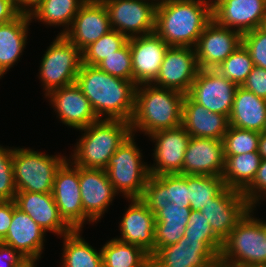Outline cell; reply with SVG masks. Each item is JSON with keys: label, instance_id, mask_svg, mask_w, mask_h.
Returning <instances> with one entry per match:
<instances>
[{"label": "cell", "instance_id": "obj_47", "mask_svg": "<svg viewBox=\"0 0 266 267\" xmlns=\"http://www.w3.org/2000/svg\"><path fill=\"white\" fill-rule=\"evenodd\" d=\"M21 12L13 0H0V24L13 20Z\"/></svg>", "mask_w": 266, "mask_h": 267}, {"label": "cell", "instance_id": "obj_9", "mask_svg": "<svg viewBox=\"0 0 266 267\" xmlns=\"http://www.w3.org/2000/svg\"><path fill=\"white\" fill-rule=\"evenodd\" d=\"M220 239H189L159 248L151 256V267H219Z\"/></svg>", "mask_w": 266, "mask_h": 267}, {"label": "cell", "instance_id": "obj_34", "mask_svg": "<svg viewBox=\"0 0 266 267\" xmlns=\"http://www.w3.org/2000/svg\"><path fill=\"white\" fill-rule=\"evenodd\" d=\"M103 267H151V257L141 247L116 237L101 246Z\"/></svg>", "mask_w": 266, "mask_h": 267}, {"label": "cell", "instance_id": "obj_45", "mask_svg": "<svg viewBox=\"0 0 266 267\" xmlns=\"http://www.w3.org/2000/svg\"><path fill=\"white\" fill-rule=\"evenodd\" d=\"M26 259L12 246L0 242V267H17Z\"/></svg>", "mask_w": 266, "mask_h": 267}, {"label": "cell", "instance_id": "obj_12", "mask_svg": "<svg viewBox=\"0 0 266 267\" xmlns=\"http://www.w3.org/2000/svg\"><path fill=\"white\" fill-rule=\"evenodd\" d=\"M237 87L216 69H199L187 95L209 111L229 118Z\"/></svg>", "mask_w": 266, "mask_h": 267}, {"label": "cell", "instance_id": "obj_22", "mask_svg": "<svg viewBox=\"0 0 266 267\" xmlns=\"http://www.w3.org/2000/svg\"><path fill=\"white\" fill-rule=\"evenodd\" d=\"M109 13L102 0H86L64 36L83 51L111 31Z\"/></svg>", "mask_w": 266, "mask_h": 267}, {"label": "cell", "instance_id": "obj_17", "mask_svg": "<svg viewBox=\"0 0 266 267\" xmlns=\"http://www.w3.org/2000/svg\"><path fill=\"white\" fill-rule=\"evenodd\" d=\"M199 71L193 47H169L153 85L187 94Z\"/></svg>", "mask_w": 266, "mask_h": 267}, {"label": "cell", "instance_id": "obj_2", "mask_svg": "<svg viewBox=\"0 0 266 267\" xmlns=\"http://www.w3.org/2000/svg\"><path fill=\"white\" fill-rule=\"evenodd\" d=\"M212 20L205 0H163L156 6L155 32L170 47H195Z\"/></svg>", "mask_w": 266, "mask_h": 267}, {"label": "cell", "instance_id": "obj_38", "mask_svg": "<svg viewBox=\"0 0 266 267\" xmlns=\"http://www.w3.org/2000/svg\"><path fill=\"white\" fill-rule=\"evenodd\" d=\"M260 136V132L239 129L229 125L222 139L224 156L257 152L259 150Z\"/></svg>", "mask_w": 266, "mask_h": 267}, {"label": "cell", "instance_id": "obj_54", "mask_svg": "<svg viewBox=\"0 0 266 267\" xmlns=\"http://www.w3.org/2000/svg\"><path fill=\"white\" fill-rule=\"evenodd\" d=\"M261 28L264 29V30L266 31V14H265V16H264V19H263Z\"/></svg>", "mask_w": 266, "mask_h": 267}, {"label": "cell", "instance_id": "obj_35", "mask_svg": "<svg viewBox=\"0 0 266 267\" xmlns=\"http://www.w3.org/2000/svg\"><path fill=\"white\" fill-rule=\"evenodd\" d=\"M226 188L222 177L187 175L189 203L192 210L200 211Z\"/></svg>", "mask_w": 266, "mask_h": 267}, {"label": "cell", "instance_id": "obj_23", "mask_svg": "<svg viewBox=\"0 0 266 267\" xmlns=\"http://www.w3.org/2000/svg\"><path fill=\"white\" fill-rule=\"evenodd\" d=\"M266 14V0H220L212 7V19L237 32L261 27Z\"/></svg>", "mask_w": 266, "mask_h": 267}, {"label": "cell", "instance_id": "obj_42", "mask_svg": "<svg viewBox=\"0 0 266 267\" xmlns=\"http://www.w3.org/2000/svg\"><path fill=\"white\" fill-rule=\"evenodd\" d=\"M251 208L266 202V159H261L254 180L242 191Z\"/></svg>", "mask_w": 266, "mask_h": 267}, {"label": "cell", "instance_id": "obj_3", "mask_svg": "<svg viewBox=\"0 0 266 267\" xmlns=\"http://www.w3.org/2000/svg\"><path fill=\"white\" fill-rule=\"evenodd\" d=\"M185 94L153 84L136 87L134 114L130 121L131 134L149 136L152 133L182 125ZM138 133V134H137Z\"/></svg>", "mask_w": 266, "mask_h": 267}, {"label": "cell", "instance_id": "obj_8", "mask_svg": "<svg viewBox=\"0 0 266 267\" xmlns=\"http://www.w3.org/2000/svg\"><path fill=\"white\" fill-rule=\"evenodd\" d=\"M39 62L37 76L46 96L54 89L76 83L83 55L64 35H56Z\"/></svg>", "mask_w": 266, "mask_h": 267}, {"label": "cell", "instance_id": "obj_16", "mask_svg": "<svg viewBox=\"0 0 266 267\" xmlns=\"http://www.w3.org/2000/svg\"><path fill=\"white\" fill-rule=\"evenodd\" d=\"M155 215L159 210H173L190 207L187 189V175H150L140 198Z\"/></svg>", "mask_w": 266, "mask_h": 267}, {"label": "cell", "instance_id": "obj_7", "mask_svg": "<svg viewBox=\"0 0 266 267\" xmlns=\"http://www.w3.org/2000/svg\"><path fill=\"white\" fill-rule=\"evenodd\" d=\"M66 154L48 155L30 147H14L13 173L17 192L52 193L57 170Z\"/></svg>", "mask_w": 266, "mask_h": 267}, {"label": "cell", "instance_id": "obj_18", "mask_svg": "<svg viewBox=\"0 0 266 267\" xmlns=\"http://www.w3.org/2000/svg\"><path fill=\"white\" fill-rule=\"evenodd\" d=\"M126 202L128 207L118 222L120 234L116 238L141 247L151 257L155 253V216L140 198L127 199Z\"/></svg>", "mask_w": 266, "mask_h": 267}, {"label": "cell", "instance_id": "obj_36", "mask_svg": "<svg viewBox=\"0 0 266 267\" xmlns=\"http://www.w3.org/2000/svg\"><path fill=\"white\" fill-rule=\"evenodd\" d=\"M253 67L250 53L242 44L216 70L237 86H242Z\"/></svg>", "mask_w": 266, "mask_h": 267}, {"label": "cell", "instance_id": "obj_29", "mask_svg": "<svg viewBox=\"0 0 266 267\" xmlns=\"http://www.w3.org/2000/svg\"><path fill=\"white\" fill-rule=\"evenodd\" d=\"M266 123V100L238 86L234 95L229 125L257 132H264Z\"/></svg>", "mask_w": 266, "mask_h": 267}, {"label": "cell", "instance_id": "obj_19", "mask_svg": "<svg viewBox=\"0 0 266 267\" xmlns=\"http://www.w3.org/2000/svg\"><path fill=\"white\" fill-rule=\"evenodd\" d=\"M79 186L84 213L96 224L108 213L118 193L104 169L79 167Z\"/></svg>", "mask_w": 266, "mask_h": 267}, {"label": "cell", "instance_id": "obj_21", "mask_svg": "<svg viewBox=\"0 0 266 267\" xmlns=\"http://www.w3.org/2000/svg\"><path fill=\"white\" fill-rule=\"evenodd\" d=\"M250 208L242 191L226 187L200 211L223 242Z\"/></svg>", "mask_w": 266, "mask_h": 267}, {"label": "cell", "instance_id": "obj_49", "mask_svg": "<svg viewBox=\"0 0 266 267\" xmlns=\"http://www.w3.org/2000/svg\"><path fill=\"white\" fill-rule=\"evenodd\" d=\"M258 151L261 156V159H266V132L261 133Z\"/></svg>", "mask_w": 266, "mask_h": 267}, {"label": "cell", "instance_id": "obj_32", "mask_svg": "<svg viewBox=\"0 0 266 267\" xmlns=\"http://www.w3.org/2000/svg\"><path fill=\"white\" fill-rule=\"evenodd\" d=\"M192 209L181 207L173 210H159L155 216V252L162 247L176 244L186 231Z\"/></svg>", "mask_w": 266, "mask_h": 267}, {"label": "cell", "instance_id": "obj_37", "mask_svg": "<svg viewBox=\"0 0 266 267\" xmlns=\"http://www.w3.org/2000/svg\"><path fill=\"white\" fill-rule=\"evenodd\" d=\"M127 41L128 38L120 32L109 31L82 51L83 64L96 66L105 57L119 50Z\"/></svg>", "mask_w": 266, "mask_h": 267}, {"label": "cell", "instance_id": "obj_40", "mask_svg": "<svg viewBox=\"0 0 266 267\" xmlns=\"http://www.w3.org/2000/svg\"><path fill=\"white\" fill-rule=\"evenodd\" d=\"M14 146L0 144V201L14 200L17 193L13 173Z\"/></svg>", "mask_w": 266, "mask_h": 267}, {"label": "cell", "instance_id": "obj_10", "mask_svg": "<svg viewBox=\"0 0 266 267\" xmlns=\"http://www.w3.org/2000/svg\"><path fill=\"white\" fill-rule=\"evenodd\" d=\"M60 216L73 229L95 224L83 211L79 167L67 159L57 170L52 191Z\"/></svg>", "mask_w": 266, "mask_h": 267}, {"label": "cell", "instance_id": "obj_48", "mask_svg": "<svg viewBox=\"0 0 266 267\" xmlns=\"http://www.w3.org/2000/svg\"><path fill=\"white\" fill-rule=\"evenodd\" d=\"M22 12H30L40 0H13Z\"/></svg>", "mask_w": 266, "mask_h": 267}, {"label": "cell", "instance_id": "obj_39", "mask_svg": "<svg viewBox=\"0 0 266 267\" xmlns=\"http://www.w3.org/2000/svg\"><path fill=\"white\" fill-rule=\"evenodd\" d=\"M96 66L112 76L133 81L132 55L129 39L119 50L105 57Z\"/></svg>", "mask_w": 266, "mask_h": 267}, {"label": "cell", "instance_id": "obj_20", "mask_svg": "<svg viewBox=\"0 0 266 267\" xmlns=\"http://www.w3.org/2000/svg\"><path fill=\"white\" fill-rule=\"evenodd\" d=\"M132 55L133 82L152 84L160 71L165 53L170 47L156 33L129 38Z\"/></svg>", "mask_w": 266, "mask_h": 267}, {"label": "cell", "instance_id": "obj_11", "mask_svg": "<svg viewBox=\"0 0 266 267\" xmlns=\"http://www.w3.org/2000/svg\"><path fill=\"white\" fill-rule=\"evenodd\" d=\"M110 26L128 39L155 32L156 5L146 0H102Z\"/></svg>", "mask_w": 266, "mask_h": 267}, {"label": "cell", "instance_id": "obj_4", "mask_svg": "<svg viewBox=\"0 0 266 267\" xmlns=\"http://www.w3.org/2000/svg\"><path fill=\"white\" fill-rule=\"evenodd\" d=\"M78 131L81 134L68 159L75 166L93 169H105L109 158L131 134L129 122L107 119H99Z\"/></svg>", "mask_w": 266, "mask_h": 267}, {"label": "cell", "instance_id": "obj_31", "mask_svg": "<svg viewBox=\"0 0 266 267\" xmlns=\"http://www.w3.org/2000/svg\"><path fill=\"white\" fill-rule=\"evenodd\" d=\"M82 233V229H75L60 237L63 240L60 267H103L101 248L90 245Z\"/></svg>", "mask_w": 266, "mask_h": 267}, {"label": "cell", "instance_id": "obj_1", "mask_svg": "<svg viewBox=\"0 0 266 267\" xmlns=\"http://www.w3.org/2000/svg\"><path fill=\"white\" fill-rule=\"evenodd\" d=\"M76 84L89 99L98 119L124 120L130 123L137 87L133 81L112 76L97 66L82 64Z\"/></svg>", "mask_w": 266, "mask_h": 267}, {"label": "cell", "instance_id": "obj_52", "mask_svg": "<svg viewBox=\"0 0 266 267\" xmlns=\"http://www.w3.org/2000/svg\"><path fill=\"white\" fill-rule=\"evenodd\" d=\"M211 7H213L216 3H218L220 0H205Z\"/></svg>", "mask_w": 266, "mask_h": 267}, {"label": "cell", "instance_id": "obj_15", "mask_svg": "<svg viewBox=\"0 0 266 267\" xmlns=\"http://www.w3.org/2000/svg\"><path fill=\"white\" fill-rule=\"evenodd\" d=\"M240 45L241 33L223 27L212 19L194 47L199 69H216Z\"/></svg>", "mask_w": 266, "mask_h": 267}, {"label": "cell", "instance_id": "obj_41", "mask_svg": "<svg viewBox=\"0 0 266 267\" xmlns=\"http://www.w3.org/2000/svg\"><path fill=\"white\" fill-rule=\"evenodd\" d=\"M242 44L249 51L254 66L266 69V31L258 27L244 33Z\"/></svg>", "mask_w": 266, "mask_h": 267}, {"label": "cell", "instance_id": "obj_24", "mask_svg": "<svg viewBox=\"0 0 266 267\" xmlns=\"http://www.w3.org/2000/svg\"><path fill=\"white\" fill-rule=\"evenodd\" d=\"M224 160L222 140L191 137L184 156L182 174L222 177Z\"/></svg>", "mask_w": 266, "mask_h": 267}, {"label": "cell", "instance_id": "obj_46", "mask_svg": "<svg viewBox=\"0 0 266 267\" xmlns=\"http://www.w3.org/2000/svg\"><path fill=\"white\" fill-rule=\"evenodd\" d=\"M13 218V200L0 201V242L6 237Z\"/></svg>", "mask_w": 266, "mask_h": 267}, {"label": "cell", "instance_id": "obj_5", "mask_svg": "<svg viewBox=\"0 0 266 267\" xmlns=\"http://www.w3.org/2000/svg\"><path fill=\"white\" fill-rule=\"evenodd\" d=\"M256 210L250 208L223 241L219 265L266 264V220Z\"/></svg>", "mask_w": 266, "mask_h": 267}, {"label": "cell", "instance_id": "obj_14", "mask_svg": "<svg viewBox=\"0 0 266 267\" xmlns=\"http://www.w3.org/2000/svg\"><path fill=\"white\" fill-rule=\"evenodd\" d=\"M43 98H47L60 123L76 131L99 120L76 83L54 89Z\"/></svg>", "mask_w": 266, "mask_h": 267}, {"label": "cell", "instance_id": "obj_50", "mask_svg": "<svg viewBox=\"0 0 266 267\" xmlns=\"http://www.w3.org/2000/svg\"><path fill=\"white\" fill-rule=\"evenodd\" d=\"M37 262H39V259H26L17 267H37Z\"/></svg>", "mask_w": 266, "mask_h": 267}, {"label": "cell", "instance_id": "obj_28", "mask_svg": "<svg viewBox=\"0 0 266 267\" xmlns=\"http://www.w3.org/2000/svg\"><path fill=\"white\" fill-rule=\"evenodd\" d=\"M182 126L191 137L222 140L229 127V118L209 111L185 94Z\"/></svg>", "mask_w": 266, "mask_h": 267}, {"label": "cell", "instance_id": "obj_13", "mask_svg": "<svg viewBox=\"0 0 266 267\" xmlns=\"http://www.w3.org/2000/svg\"><path fill=\"white\" fill-rule=\"evenodd\" d=\"M153 142V164H149L150 175L182 174L185 152L191 136L180 125L171 129L159 130L147 136Z\"/></svg>", "mask_w": 266, "mask_h": 267}, {"label": "cell", "instance_id": "obj_51", "mask_svg": "<svg viewBox=\"0 0 266 267\" xmlns=\"http://www.w3.org/2000/svg\"><path fill=\"white\" fill-rule=\"evenodd\" d=\"M219 267H266V264L219 265Z\"/></svg>", "mask_w": 266, "mask_h": 267}, {"label": "cell", "instance_id": "obj_27", "mask_svg": "<svg viewBox=\"0 0 266 267\" xmlns=\"http://www.w3.org/2000/svg\"><path fill=\"white\" fill-rule=\"evenodd\" d=\"M30 23L29 13L21 12L13 20L0 24V80L20 62L28 44Z\"/></svg>", "mask_w": 266, "mask_h": 267}, {"label": "cell", "instance_id": "obj_6", "mask_svg": "<svg viewBox=\"0 0 266 267\" xmlns=\"http://www.w3.org/2000/svg\"><path fill=\"white\" fill-rule=\"evenodd\" d=\"M136 137L130 134L104 169L115 191L124 199L141 198L150 177L149 163L144 162L143 150L135 141Z\"/></svg>", "mask_w": 266, "mask_h": 267}, {"label": "cell", "instance_id": "obj_33", "mask_svg": "<svg viewBox=\"0 0 266 267\" xmlns=\"http://www.w3.org/2000/svg\"><path fill=\"white\" fill-rule=\"evenodd\" d=\"M222 179L225 186L243 191L253 180L261 162L259 151L224 156Z\"/></svg>", "mask_w": 266, "mask_h": 267}, {"label": "cell", "instance_id": "obj_30", "mask_svg": "<svg viewBox=\"0 0 266 267\" xmlns=\"http://www.w3.org/2000/svg\"><path fill=\"white\" fill-rule=\"evenodd\" d=\"M86 0H40L29 12L32 22H41L47 27H60L57 35H64L74 17ZM34 20V21H33ZM38 20V21H37Z\"/></svg>", "mask_w": 266, "mask_h": 267}, {"label": "cell", "instance_id": "obj_44", "mask_svg": "<svg viewBox=\"0 0 266 267\" xmlns=\"http://www.w3.org/2000/svg\"><path fill=\"white\" fill-rule=\"evenodd\" d=\"M242 87L266 100V69L254 66Z\"/></svg>", "mask_w": 266, "mask_h": 267}, {"label": "cell", "instance_id": "obj_43", "mask_svg": "<svg viewBox=\"0 0 266 267\" xmlns=\"http://www.w3.org/2000/svg\"><path fill=\"white\" fill-rule=\"evenodd\" d=\"M184 236L189 239H219L201 211L192 210Z\"/></svg>", "mask_w": 266, "mask_h": 267}, {"label": "cell", "instance_id": "obj_26", "mask_svg": "<svg viewBox=\"0 0 266 267\" xmlns=\"http://www.w3.org/2000/svg\"><path fill=\"white\" fill-rule=\"evenodd\" d=\"M46 236L47 233L27 213L18 209L13 200V218L6 237L1 242L12 246L27 259L41 260Z\"/></svg>", "mask_w": 266, "mask_h": 267}, {"label": "cell", "instance_id": "obj_25", "mask_svg": "<svg viewBox=\"0 0 266 267\" xmlns=\"http://www.w3.org/2000/svg\"><path fill=\"white\" fill-rule=\"evenodd\" d=\"M14 201L46 233L62 237L73 230L60 216L52 193L17 192Z\"/></svg>", "mask_w": 266, "mask_h": 267}, {"label": "cell", "instance_id": "obj_53", "mask_svg": "<svg viewBox=\"0 0 266 267\" xmlns=\"http://www.w3.org/2000/svg\"><path fill=\"white\" fill-rule=\"evenodd\" d=\"M149 1L151 3H154L156 6L159 5L163 0H146Z\"/></svg>", "mask_w": 266, "mask_h": 267}]
</instances>
